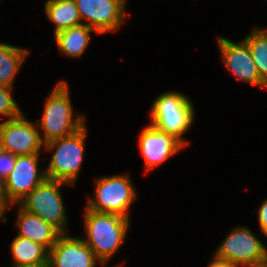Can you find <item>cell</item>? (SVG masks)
<instances>
[{
  "label": "cell",
  "mask_w": 267,
  "mask_h": 267,
  "mask_svg": "<svg viewBox=\"0 0 267 267\" xmlns=\"http://www.w3.org/2000/svg\"><path fill=\"white\" fill-rule=\"evenodd\" d=\"M57 83L45 101L41 121L36 120L39 130H44L41 136L44 144L74 134L86 125L85 116L78 114L74 118L67 81Z\"/></svg>",
  "instance_id": "1"
},
{
  "label": "cell",
  "mask_w": 267,
  "mask_h": 267,
  "mask_svg": "<svg viewBox=\"0 0 267 267\" xmlns=\"http://www.w3.org/2000/svg\"><path fill=\"white\" fill-rule=\"evenodd\" d=\"M85 243L104 266L124 242L130 219L116 214L99 213L85 208Z\"/></svg>",
  "instance_id": "2"
},
{
  "label": "cell",
  "mask_w": 267,
  "mask_h": 267,
  "mask_svg": "<svg viewBox=\"0 0 267 267\" xmlns=\"http://www.w3.org/2000/svg\"><path fill=\"white\" fill-rule=\"evenodd\" d=\"M150 120L158 130L173 134L185 146L188 141L183 136L195 120L192 102L184 93L170 91L160 94L150 109Z\"/></svg>",
  "instance_id": "3"
},
{
  "label": "cell",
  "mask_w": 267,
  "mask_h": 267,
  "mask_svg": "<svg viewBox=\"0 0 267 267\" xmlns=\"http://www.w3.org/2000/svg\"><path fill=\"white\" fill-rule=\"evenodd\" d=\"M87 126L59 139L44 144L46 151H55L45 169L48 179L60 180L74 185L83 164Z\"/></svg>",
  "instance_id": "4"
},
{
  "label": "cell",
  "mask_w": 267,
  "mask_h": 267,
  "mask_svg": "<svg viewBox=\"0 0 267 267\" xmlns=\"http://www.w3.org/2000/svg\"><path fill=\"white\" fill-rule=\"evenodd\" d=\"M95 183V197L88 198L86 208L130 219L128 210L135 201L137 192L127 174L99 177Z\"/></svg>",
  "instance_id": "5"
},
{
  "label": "cell",
  "mask_w": 267,
  "mask_h": 267,
  "mask_svg": "<svg viewBox=\"0 0 267 267\" xmlns=\"http://www.w3.org/2000/svg\"><path fill=\"white\" fill-rule=\"evenodd\" d=\"M63 185L70 183L46 178L37 185L19 204L23 209L39 216L61 233L66 234V208L60 192Z\"/></svg>",
  "instance_id": "6"
},
{
  "label": "cell",
  "mask_w": 267,
  "mask_h": 267,
  "mask_svg": "<svg viewBox=\"0 0 267 267\" xmlns=\"http://www.w3.org/2000/svg\"><path fill=\"white\" fill-rule=\"evenodd\" d=\"M214 254L239 267H260L267 248L250 228L239 226L230 231Z\"/></svg>",
  "instance_id": "7"
},
{
  "label": "cell",
  "mask_w": 267,
  "mask_h": 267,
  "mask_svg": "<svg viewBox=\"0 0 267 267\" xmlns=\"http://www.w3.org/2000/svg\"><path fill=\"white\" fill-rule=\"evenodd\" d=\"M36 123L24 114L0 123V148L14 155L41 154L44 143Z\"/></svg>",
  "instance_id": "8"
},
{
  "label": "cell",
  "mask_w": 267,
  "mask_h": 267,
  "mask_svg": "<svg viewBox=\"0 0 267 267\" xmlns=\"http://www.w3.org/2000/svg\"><path fill=\"white\" fill-rule=\"evenodd\" d=\"M40 154L18 155L15 167L5 179L6 210L19 204L37 185L47 177L38 169ZM40 173H39V172Z\"/></svg>",
  "instance_id": "9"
},
{
  "label": "cell",
  "mask_w": 267,
  "mask_h": 267,
  "mask_svg": "<svg viewBox=\"0 0 267 267\" xmlns=\"http://www.w3.org/2000/svg\"><path fill=\"white\" fill-rule=\"evenodd\" d=\"M127 0H75L82 24L95 29L99 34L116 31L126 21Z\"/></svg>",
  "instance_id": "10"
},
{
  "label": "cell",
  "mask_w": 267,
  "mask_h": 267,
  "mask_svg": "<svg viewBox=\"0 0 267 267\" xmlns=\"http://www.w3.org/2000/svg\"><path fill=\"white\" fill-rule=\"evenodd\" d=\"M138 147L144 158L147 173L166 162L185 145L173 134L160 131L149 124L139 134Z\"/></svg>",
  "instance_id": "11"
},
{
  "label": "cell",
  "mask_w": 267,
  "mask_h": 267,
  "mask_svg": "<svg viewBox=\"0 0 267 267\" xmlns=\"http://www.w3.org/2000/svg\"><path fill=\"white\" fill-rule=\"evenodd\" d=\"M218 46L224 66L237 80L267 89V85L259 76L249 47L243 40L235 43L224 36L218 37Z\"/></svg>",
  "instance_id": "12"
},
{
  "label": "cell",
  "mask_w": 267,
  "mask_h": 267,
  "mask_svg": "<svg viewBox=\"0 0 267 267\" xmlns=\"http://www.w3.org/2000/svg\"><path fill=\"white\" fill-rule=\"evenodd\" d=\"M80 235L62 233L49 250L48 267H95L101 261Z\"/></svg>",
  "instance_id": "13"
},
{
  "label": "cell",
  "mask_w": 267,
  "mask_h": 267,
  "mask_svg": "<svg viewBox=\"0 0 267 267\" xmlns=\"http://www.w3.org/2000/svg\"><path fill=\"white\" fill-rule=\"evenodd\" d=\"M19 208L16 221L19 231L17 235L38 242L50 250L62 233L39 216L29 213L21 206Z\"/></svg>",
  "instance_id": "14"
},
{
  "label": "cell",
  "mask_w": 267,
  "mask_h": 267,
  "mask_svg": "<svg viewBox=\"0 0 267 267\" xmlns=\"http://www.w3.org/2000/svg\"><path fill=\"white\" fill-rule=\"evenodd\" d=\"M11 254V267H48L49 250L28 238L17 235L11 243Z\"/></svg>",
  "instance_id": "15"
},
{
  "label": "cell",
  "mask_w": 267,
  "mask_h": 267,
  "mask_svg": "<svg viewBox=\"0 0 267 267\" xmlns=\"http://www.w3.org/2000/svg\"><path fill=\"white\" fill-rule=\"evenodd\" d=\"M92 31L99 34L95 29L83 23L57 32L54 34V39L61 54L80 58L89 45Z\"/></svg>",
  "instance_id": "16"
},
{
  "label": "cell",
  "mask_w": 267,
  "mask_h": 267,
  "mask_svg": "<svg viewBox=\"0 0 267 267\" xmlns=\"http://www.w3.org/2000/svg\"><path fill=\"white\" fill-rule=\"evenodd\" d=\"M44 11L49 20L55 24L54 34L82 24L75 0H48Z\"/></svg>",
  "instance_id": "17"
},
{
  "label": "cell",
  "mask_w": 267,
  "mask_h": 267,
  "mask_svg": "<svg viewBox=\"0 0 267 267\" xmlns=\"http://www.w3.org/2000/svg\"><path fill=\"white\" fill-rule=\"evenodd\" d=\"M28 54L27 49L0 42V85L13 88L14 77Z\"/></svg>",
  "instance_id": "18"
},
{
  "label": "cell",
  "mask_w": 267,
  "mask_h": 267,
  "mask_svg": "<svg viewBox=\"0 0 267 267\" xmlns=\"http://www.w3.org/2000/svg\"><path fill=\"white\" fill-rule=\"evenodd\" d=\"M242 40L248 45L259 76L267 85V33L263 29L254 27L252 32Z\"/></svg>",
  "instance_id": "19"
},
{
  "label": "cell",
  "mask_w": 267,
  "mask_h": 267,
  "mask_svg": "<svg viewBox=\"0 0 267 267\" xmlns=\"http://www.w3.org/2000/svg\"><path fill=\"white\" fill-rule=\"evenodd\" d=\"M12 90L10 87L0 85V116L7 117L6 120L15 119L23 114L12 97Z\"/></svg>",
  "instance_id": "20"
},
{
  "label": "cell",
  "mask_w": 267,
  "mask_h": 267,
  "mask_svg": "<svg viewBox=\"0 0 267 267\" xmlns=\"http://www.w3.org/2000/svg\"><path fill=\"white\" fill-rule=\"evenodd\" d=\"M17 156L0 148V176L5 180L15 167Z\"/></svg>",
  "instance_id": "21"
},
{
  "label": "cell",
  "mask_w": 267,
  "mask_h": 267,
  "mask_svg": "<svg viewBox=\"0 0 267 267\" xmlns=\"http://www.w3.org/2000/svg\"><path fill=\"white\" fill-rule=\"evenodd\" d=\"M257 212L260 233H263L267 237V199L263 201Z\"/></svg>",
  "instance_id": "22"
},
{
  "label": "cell",
  "mask_w": 267,
  "mask_h": 267,
  "mask_svg": "<svg viewBox=\"0 0 267 267\" xmlns=\"http://www.w3.org/2000/svg\"><path fill=\"white\" fill-rule=\"evenodd\" d=\"M213 257V260H211L212 262H210L207 267H239L226 259L217 257L215 254Z\"/></svg>",
  "instance_id": "23"
},
{
  "label": "cell",
  "mask_w": 267,
  "mask_h": 267,
  "mask_svg": "<svg viewBox=\"0 0 267 267\" xmlns=\"http://www.w3.org/2000/svg\"><path fill=\"white\" fill-rule=\"evenodd\" d=\"M0 200L6 205L5 180L0 176Z\"/></svg>",
  "instance_id": "24"
},
{
  "label": "cell",
  "mask_w": 267,
  "mask_h": 267,
  "mask_svg": "<svg viewBox=\"0 0 267 267\" xmlns=\"http://www.w3.org/2000/svg\"><path fill=\"white\" fill-rule=\"evenodd\" d=\"M6 212V205L0 200V220L3 222L7 221V218L4 217Z\"/></svg>",
  "instance_id": "25"
},
{
  "label": "cell",
  "mask_w": 267,
  "mask_h": 267,
  "mask_svg": "<svg viewBox=\"0 0 267 267\" xmlns=\"http://www.w3.org/2000/svg\"><path fill=\"white\" fill-rule=\"evenodd\" d=\"M260 267H267V257H266V259L261 263Z\"/></svg>",
  "instance_id": "26"
}]
</instances>
